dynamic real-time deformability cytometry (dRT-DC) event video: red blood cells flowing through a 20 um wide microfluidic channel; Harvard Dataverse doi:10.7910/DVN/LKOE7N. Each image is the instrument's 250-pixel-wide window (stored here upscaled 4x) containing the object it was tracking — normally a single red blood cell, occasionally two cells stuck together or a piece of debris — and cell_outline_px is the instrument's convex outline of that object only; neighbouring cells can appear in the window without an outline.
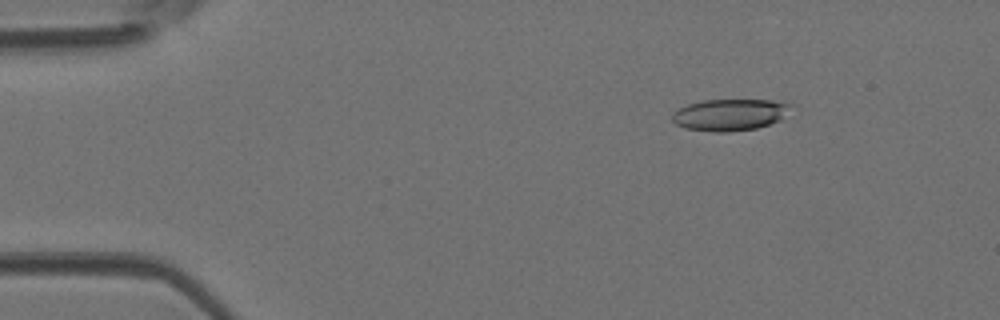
{"species": "Egyptian fruit bat (a non-hibernating species)", "species_latin": "Rousettus aegyptiacus", "temperature_condition": "room temperature", "stored_images_in_passage": 13, "camera_frame_rate_fps": 3000, "um_per_image_px": 0.085, "animal": {"sex": "female"}, "frame": {"image": 1, "passage_image": 6, "time_ms": 1.667, "image_size_px": [1000, 320], "cell_outline_px": [[796, 104], [780, 120], [756, 128], [728, 132], [716, 132], [684, 128], [676, 124], [672, 120], [672, 112], [688, 104], [704, 100], [772, 100]], "centroid_in_image_um": [62.06, 9.74], "position_along_channel_um": 22.9, "area_um2": 21.96}}